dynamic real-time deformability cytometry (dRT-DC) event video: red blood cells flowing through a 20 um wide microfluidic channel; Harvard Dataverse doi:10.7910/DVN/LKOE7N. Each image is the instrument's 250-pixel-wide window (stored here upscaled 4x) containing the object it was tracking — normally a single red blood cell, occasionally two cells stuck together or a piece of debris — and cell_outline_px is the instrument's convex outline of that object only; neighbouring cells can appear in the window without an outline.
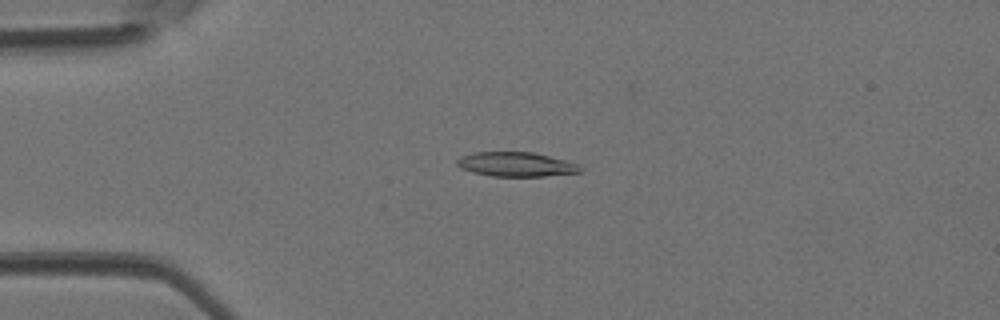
{"species": "Egyptian fruit bat (a non-hibernating species)", "species_latin": "Rousettus aegyptiacus", "temperature_condition": "room temperature", "stored_images_in_passage": 1, "camera_frame_rate_fps": 3000, "um_per_image_px": 0.085, "animal": {"sex": "female"}, "frame": {"image": 1, "passage_image": 1, "time_ms": 0.0, "image_size_px": [1000, 320], "cell_outline_px": [[580, 172], [544, 176], [492, 176], [472, 172], [460, 168], [456, 164], [456, 160], [460, 156], [472, 152], [532, 152], [564, 160], [576, 164], [580, 168]], "centroid_in_image_um": [43.77, 13.96], "position_along_channel_um": 41.2, "area_um2": 17.34}}